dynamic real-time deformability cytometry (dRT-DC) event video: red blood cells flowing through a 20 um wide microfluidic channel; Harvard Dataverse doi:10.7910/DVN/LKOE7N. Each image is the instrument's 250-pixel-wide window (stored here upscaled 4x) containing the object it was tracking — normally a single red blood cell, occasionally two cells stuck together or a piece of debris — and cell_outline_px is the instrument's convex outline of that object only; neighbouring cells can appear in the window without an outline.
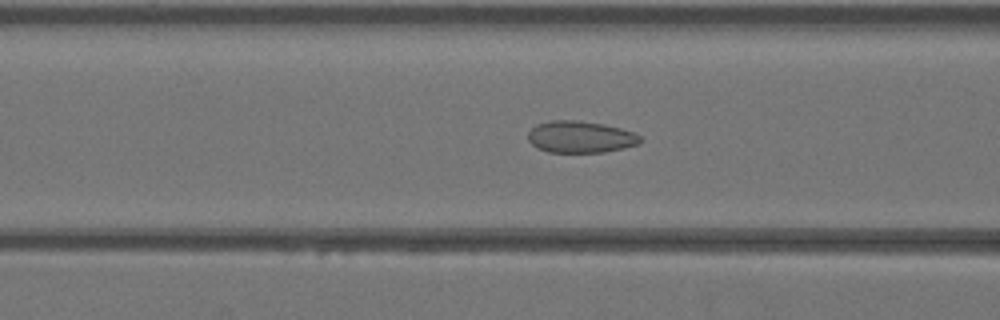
{"species": "Egyptian fruit bat (a non-hibernating species)", "species_latin": "Rousettus aegyptiacus", "temperature_condition": "warm", "stored_images_in_passage": 43, "camera_frame_rate_fps": 3000, "um_per_image_px": 0.085, "animal": {"sex": "female"}, "frame": {"image": 1, "passage_image": 17, "time_ms": 5.333, "image_size_px": [1000, 320], "cell_outline_px": [[644, 140], [640, 144], [624, 148], [604, 152], [548, 152], [536, 148], [528, 140], [528, 132], [536, 124], [552, 120], [576, 120], [604, 124], [620, 128], [632, 132], [640, 136]], "centroid_in_image_um": [49.34, 11.64], "position_along_channel_um": 117.3, "area_um2": 20.92}}
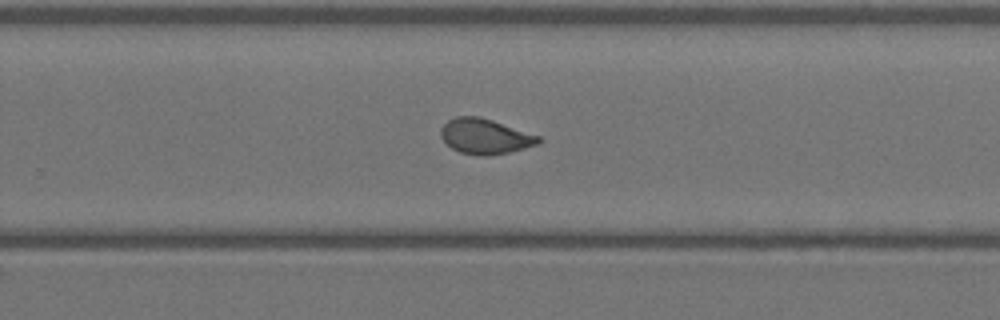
{"frame": {"image": 2, "passage_image": 28, "time_ms": 9.0, "image_size_px": [1000, 320], "cell_outline_px": [[544, 140], [540, 144], [508, 152], [484, 156], [480, 156], [460, 152], [452, 148], [440, 136], [440, 128], [448, 120], [456, 116], [480, 116], [540, 136]], "centroid_in_image_um": [41.24, 11.58], "position_along_channel_um": 288.6, "area_um2": 20.06}}
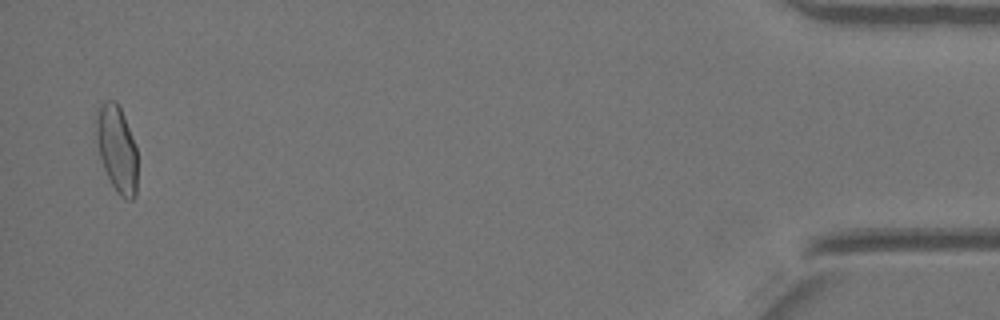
{"frame": {"image": 3, "passage_image": 42, "time_ms": 13.667, "image_size_px": [1000, 320], "cell_outline_px": [[136, 196], [132, 200], [128, 200], [120, 196], [116, 192], [104, 168], [100, 156], [96, 140], [96, 120], [100, 104], [104, 100], [116, 100], [124, 116], [136, 148]], "centroid_in_image_um": [9.93, 12.65], "position_along_channel_um": 425.3, "area_um2": 20.58}}